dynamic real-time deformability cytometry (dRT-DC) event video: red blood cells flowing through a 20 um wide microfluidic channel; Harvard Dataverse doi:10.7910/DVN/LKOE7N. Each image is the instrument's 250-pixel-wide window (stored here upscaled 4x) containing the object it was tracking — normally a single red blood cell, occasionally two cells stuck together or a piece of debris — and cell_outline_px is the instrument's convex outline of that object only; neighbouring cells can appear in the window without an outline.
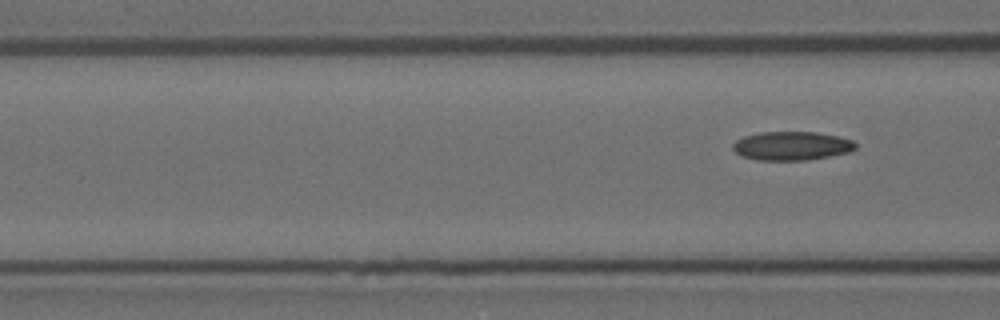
{"species": "Egyptian fruit bat (a non-hibernating species)", "species_latin": "Rousettus aegyptiacus", "temperature_condition": "room temperature", "stored_images_in_passage": 7, "segment_of_instrument_passage": [2, 2], "camera_frame_rate_fps": 3000, "um_per_image_px": 0.085, "animal": {"sex": "female"}, "frame": {"image": 1, "passage_image": 7, "time_ms": 2.0, "image_size_px": [1000, 320], "cell_outline_px": [[856, 148], [848, 152], [808, 160], [756, 160], [740, 156], [732, 148], [732, 144], [736, 140], [744, 136], [760, 132], [816, 132], [840, 136], [852, 140], [856, 144]], "centroid_in_image_um": [67.27, 12.39], "position_along_channel_um": 99.3, "area_um2": 20.63}}